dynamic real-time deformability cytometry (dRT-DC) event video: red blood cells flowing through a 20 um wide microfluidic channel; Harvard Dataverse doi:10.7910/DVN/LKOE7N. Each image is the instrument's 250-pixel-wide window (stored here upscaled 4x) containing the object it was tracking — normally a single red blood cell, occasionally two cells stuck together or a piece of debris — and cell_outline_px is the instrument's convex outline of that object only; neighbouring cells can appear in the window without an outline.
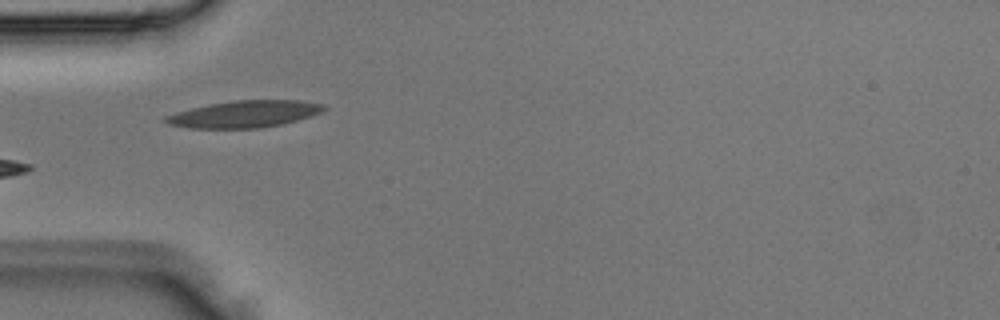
{"species": "Egyptian fruit bat (a non-hibernating species)", "species_latin": "Rousettus aegyptiacus", "temperature_condition": "room temperature", "stored_images_in_passage": 5, "camera_frame_rate_fps": 3000, "um_per_image_px": 0.085, "animal": {"sex": "male"}, "frame": {"image": 1, "passage_image": 5, "time_ms": 1.333, "image_size_px": [1000, 320], "cell_outline_px": [[328, 108], [320, 112], [284, 124], [260, 128], [188, 128], [168, 124], [164, 120], [164, 116], [176, 112], [208, 104], [232, 100], [300, 100], [324, 104]], "centroid_in_image_um": [20.76, 9.69], "position_along_channel_um": 64.2, "area_um2": 24.8}}